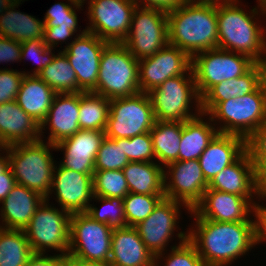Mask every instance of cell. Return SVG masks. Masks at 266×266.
<instances>
[{
	"instance_id": "obj_35",
	"label": "cell",
	"mask_w": 266,
	"mask_h": 266,
	"mask_svg": "<svg viewBox=\"0 0 266 266\" xmlns=\"http://www.w3.org/2000/svg\"><path fill=\"white\" fill-rule=\"evenodd\" d=\"M32 254L24 230L0 227V266H26Z\"/></svg>"
},
{
	"instance_id": "obj_10",
	"label": "cell",
	"mask_w": 266,
	"mask_h": 266,
	"mask_svg": "<svg viewBox=\"0 0 266 266\" xmlns=\"http://www.w3.org/2000/svg\"><path fill=\"white\" fill-rule=\"evenodd\" d=\"M70 217L67 211L55 208L44 200L24 229L32 252L45 254L46 250L54 249L60 255H67Z\"/></svg>"
},
{
	"instance_id": "obj_44",
	"label": "cell",
	"mask_w": 266,
	"mask_h": 266,
	"mask_svg": "<svg viewBox=\"0 0 266 266\" xmlns=\"http://www.w3.org/2000/svg\"><path fill=\"white\" fill-rule=\"evenodd\" d=\"M24 75L16 69H0V104L16 100Z\"/></svg>"
},
{
	"instance_id": "obj_7",
	"label": "cell",
	"mask_w": 266,
	"mask_h": 266,
	"mask_svg": "<svg viewBox=\"0 0 266 266\" xmlns=\"http://www.w3.org/2000/svg\"><path fill=\"white\" fill-rule=\"evenodd\" d=\"M147 94L151 100L155 120L184 122L202 113L201 98L193 74L169 78ZM192 100H195L196 113L190 111Z\"/></svg>"
},
{
	"instance_id": "obj_22",
	"label": "cell",
	"mask_w": 266,
	"mask_h": 266,
	"mask_svg": "<svg viewBox=\"0 0 266 266\" xmlns=\"http://www.w3.org/2000/svg\"><path fill=\"white\" fill-rule=\"evenodd\" d=\"M247 151V140L234 134L218 133L199 157L204 178L209 184L224 168Z\"/></svg>"
},
{
	"instance_id": "obj_34",
	"label": "cell",
	"mask_w": 266,
	"mask_h": 266,
	"mask_svg": "<svg viewBox=\"0 0 266 266\" xmlns=\"http://www.w3.org/2000/svg\"><path fill=\"white\" fill-rule=\"evenodd\" d=\"M110 99L93 92H79L80 129L105 131Z\"/></svg>"
},
{
	"instance_id": "obj_43",
	"label": "cell",
	"mask_w": 266,
	"mask_h": 266,
	"mask_svg": "<svg viewBox=\"0 0 266 266\" xmlns=\"http://www.w3.org/2000/svg\"><path fill=\"white\" fill-rule=\"evenodd\" d=\"M125 154L129 162H153L155 154L150 132L124 139Z\"/></svg>"
},
{
	"instance_id": "obj_14",
	"label": "cell",
	"mask_w": 266,
	"mask_h": 266,
	"mask_svg": "<svg viewBox=\"0 0 266 266\" xmlns=\"http://www.w3.org/2000/svg\"><path fill=\"white\" fill-rule=\"evenodd\" d=\"M79 31L62 52L76 73L78 87L83 92H92L97 86L101 53L109 42L86 29Z\"/></svg>"
},
{
	"instance_id": "obj_27",
	"label": "cell",
	"mask_w": 266,
	"mask_h": 266,
	"mask_svg": "<svg viewBox=\"0 0 266 266\" xmlns=\"http://www.w3.org/2000/svg\"><path fill=\"white\" fill-rule=\"evenodd\" d=\"M44 200L45 198L38 192L16 183L1 202L0 227L24 230Z\"/></svg>"
},
{
	"instance_id": "obj_6",
	"label": "cell",
	"mask_w": 266,
	"mask_h": 266,
	"mask_svg": "<svg viewBox=\"0 0 266 266\" xmlns=\"http://www.w3.org/2000/svg\"><path fill=\"white\" fill-rule=\"evenodd\" d=\"M208 115L215 126L219 122V133L247 140L266 121V80L254 92L220 102Z\"/></svg>"
},
{
	"instance_id": "obj_26",
	"label": "cell",
	"mask_w": 266,
	"mask_h": 266,
	"mask_svg": "<svg viewBox=\"0 0 266 266\" xmlns=\"http://www.w3.org/2000/svg\"><path fill=\"white\" fill-rule=\"evenodd\" d=\"M109 266H154V256L133 226L113 228Z\"/></svg>"
},
{
	"instance_id": "obj_52",
	"label": "cell",
	"mask_w": 266,
	"mask_h": 266,
	"mask_svg": "<svg viewBox=\"0 0 266 266\" xmlns=\"http://www.w3.org/2000/svg\"><path fill=\"white\" fill-rule=\"evenodd\" d=\"M16 184L11 167L4 173L0 174V204L8 196Z\"/></svg>"
},
{
	"instance_id": "obj_15",
	"label": "cell",
	"mask_w": 266,
	"mask_h": 266,
	"mask_svg": "<svg viewBox=\"0 0 266 266\" xmlns=\"http://www.w3.org/2000/svg\"><path fill=\"white\" fill-rule=\"evenodd\" d=\"M164 169L165 198L181 202L193 210L208 188L199 160L175 161Z\"/></svg>"
},
{
	"instance_id": "obj_18",
	"label": "cell",
	"mask_w": 266,
	"mask_h": 266,
	"mask_svg": "<svg viewBox=\"0 0 266 266\" xmlns=\"http://www.w3.org/2000/svg\"><path fill=\"white\" fill-rule=\"evenodd\" d=\"M58 166V168H57ZM55 166L49 195L54 192L60 208L70 214L86 213L93 198V174L76 172L60 164Z\"/></svg>"
},
{
	"instance_id": "obj_23",
	"label": "cell",
	"mask_w": 266,
	"mask_h": 266,
	"mask_svg": "<svg viewBox=\"0 0 266 266\" xmlns=\"http://www.w3.org/2000/svg\"><path fill=\"white\" fill-rule=\"evenodd\" d=\"M209 189L246 197L255 207L257 195L255 165L246 151L236 162L224 168L208 184ZM255 195V196H253Z\"/></svg>"
},
{
	"instance_id": "obj_8",
	"label": "cell",
	"mask_w": 266,
	"mask_h": 266,
	"mask_svg": "<svg viewBox=\"0 0 266 266\" xmlns=\"http://www.w3.org/2000/svg\"><path fill=\"white\" fill-rule=\"evenodd\" d=\"M254 64L246 55L218 47L194 55L191 69L198 95L202 98L216 84L242 76Z\"/></svg>"
},
{
	"instance_id": "obj_45",
	"label": "cell",
	"mask_w": 266,
	"mask_h": 266,
	"mask_svg": "<svg viewBox=\"0 0 266 266\" xmlns=\"http://www.w3.org/2000/svg\"><path fill=\"white\" fill-rule=\"evenodd\" d=\"M251 159H266V121L247 139Z\"/></svg>"
},
{
	"instance_id": "obj_42",
	"label": "cell",
	"mask_w": 266,
	"mask_h": 266,
	"mask_svg": "<svg viewBox=\"0 0 266 266\" xmlns=\"http://www.w3.org/2000/svg\"><path fill=\"white\" fill-rule=\"evenodd\" d=\"M21 60L30 58L37 63V68H34L32 73L25 72V75H38L48 64H50L55 54L52 52L53 48H49L43 39H31L21 43Z\"/></svg>"
},
{
	"instance_id": "obj_24",
	"label": "cell",
	"mask_w": 266,
	"mask_h": 266,
	"mask_svg": "<svg viewBox=\"0 0 266 266\" xmlns=\"http://www.w3.org/2000/svg\"><path fill=\"white\" fill-rule=\"evenodd\" d=\"M40 123L28 115L16 100L0 104V143L3 147L42 140Z\"/></svg>"
},
{
	"instance_id": "obj_2",
	"label": "cell",
	"mask_w": 266,
	"mask_h": 266,
	"mask_svg": "<svg viewBox=\"0 0 266 266\" xmlns=\"http://www.w3.org/2000/svg\"><path fill=\"white\" fill-rule=\"evenodd\" d=\"M239 6V0L217 3L218 48L246 55L255 63L266 64V28H261L255 17L259 14L266 16L265 6L258 4L250 14Z\"/></svg>"
},
{
	"instance_id": "obj_40",
	"label": "cell",
	"mask_w": 266,
	"mask_h": 266,
	"mask_svg": "<svg viewBox=\"0 0 266 266\" xmlns=\"http://www.w3.org/2000/svg\"><path fill=\"white\" fill-rule=\"evenodd\" d=\"M92 199L101 201V205H103L102 208L98 209L92 204H89L86 214L93 220L106 223L112 228L126 226L122 198L93 196Z\"/></svg>"
},
{
	"instance_id": "obj_54",
	"label": "cell",
	"mask_w": 266,
	"mask_h": 266,
	"mask_svg": "<svg viewBox=\"0 0 266 266\" xmlns=\"http://www.w3.org/2000/svg\"><path fill=\"white\" fill-rule=\"evenodd\" d=\"M0 151H4L2 153H0V174L4 173L9 167H10V161H9V157H8V152L5 148L0 149ZM6 156H5V154ZM3 155V156H1Z\"/></svg>"
},
{
	"instance_id": "obj_11",
	"label": "cell",
	"mask_w": 266,
	"mask_h": 266,
	"mask_svg": "<svg viewBox=\"0 0 266 266\" xmlns=\"http://www.w3.org/2000/svg\"><path fill=\"white\" fill-rule=\"evenodd\" d=\"M112 232L111 226L86 213L71 214L68 254L84 261L109 264Z\"/></svg>"
},
{
	"instance_id": "obj_57",
	"label": "cell",
	"mask_w": 266,
	"mask_h": 266,
	"mask_svg": "<svg viewBox=\"0 0 266 266\" xmlns=\"http://www.w3.org/2000/svg\"><path fill=\"white\" fill-rule=\"evenodd\" d=\"M85 1L87 2V0H68V2H73L74 4H77L79 6H83Z\"/></svg>"
},
{
	"instance_id": "obj_47",
	"label": "cell",
	"mask_w": 266,
	"mask_h": 266,
	"mask_svg": "<svg viewBox=\"0 0 266 266\" xmlns=\"http://www.w3.org/2000/svg\"><path fill=\"white\" fill-rule=\"evenodd\" d=\"M78 30L62 29L58 26L44 27V38L43 42L49 47L53 48L59 44V42H65L71 36L75 35ZM56 44V45H55Z\"/></svg>"
},
{
	"instance_id": "obj_55",
	"label": "cell",
	"mask_w": 266,
	"mask_h": 266,
	"mask_svg": "<svg viewBox=\"0 0 266 266\" xmlns=\"http://www.w3.org/2000/svg\"><path fill=\"white\" fill-rule=\"evenodd\" d=\"M16 0H0V14H2L6 9Z\"/></svg>"
},
{
	"instance_id": "obj_48",
	"label": "cell",
	"mask_w": 266,
	"mask_h": 266,
	"mask_svg": "<svg viewBox=\"0 0 266 266\" xmlns=\"http://www.w3.org/2000/svg\"><path fill=\"white\" fill-rule=\"evenodd\" d=\"M26 266H66V255L48 256L44 253H33L29 257Z\"/></svg>"
},
{
	"instance_id": "obj_1",
	"label": "cell",
	"mask_w": 266,
	"mask_h": 266,
	"mask_svg": "<svg viewBox=\"0 0 266 266\" xmlns=\"http://www.w3.org/2000/svg\"><path fill=\"white\" fill-rule=\"evenodd\" d=\"M195 222V227L187 230L188 240L207 266L231 265L257 245L256 222H216L203 218H195Z\"/></svg>"
},
{
	"instance_id": "obj_56",
	"label": "cell",
	"mask_w": 266,
	"mask_h": 266,
	"mask_svg": "<svg viewBox=\"0 0 266 266\" xmlns=\"http://www.w3.org/2000/svg\"><path fill=\"white\" fill-rule=\"evenodd\" d=\"M222 1L224 0H185V2H188V3H213V4H216Z\"/></svg>"
},
{
	"instance_id": "obj_17",
	"label": "cell",
	"mask_w": 266,
	"mask_h": 266,
	"mask_svg": "<svg viewBox=\"0 0 266 266\" xmlns=\"http://www.w3.org/2000/svg\"><path fill=\"white\" fill-rule=\"evenodd\" d=\"M183 206L191 211L181 202L163 198L152 213L135 226L140 238L154 257L166 250L179 223L177 222L181 214L179 209Z\"/></svg>"
},
{
	"instance_id": "obj_53",
	"label": "cell",
	"mask_w": 266,
	"mask_h": 266,
	"mask_svg": "<svg viewBox=\"0 0 266 266\" xmlns=\"http://www.w3.org/2000/svg\"><path fill=\"white\" fill-rule=\"evenodd\" d=\"M66 266H109L108 264L90 262L78 259L69 254L66 255Z\"/></svg>"
},
{
	"instance_id": "obj_37",
	"label": "cell",
	"mask_w": 266,
	"mask_h": 266,
	"mask_svg": "<svg viewBox=\"0 0 266 266\" xmlns=\"http://www.w3.org/2000/svg\"><path fill=\"white\" fill-rule=\"evenodd\" d=\"M93 196L124 198L129 189L123 170L94 171Z\"/></svg>"
},
{
	"instance_id": "obj_33",
	"label": "cell",
	"mask_w": 266,
	"mask_h": 266,
	"mask_svg": "<svg viewBox=\"0 0 266 266\" xmlns=\"http://www.w3.org/2000/svg\"><path fill=\"white\" fill-rule=\"evenodd\" d=\"M56 93L83 92L78 87L76 73L66 55L60 50L53 61L37 75Z\"/></svg>"
},
{
	"instance_id": "obj_31",
	"label": "cell",
	"mask_w": 266,
	"mask_h": 266,
	"mask_svg": "<svg viewBox=\"0 0 266 266\" xmlns=\"http://www.w3.org/2000/svg\"><path fill=\"white\" fill-rule=\"evenodd\" d=\"M155 162H129L122 169L129 192L142 195H165V169L160 163Z\"/></svg>"
},
{
	"instance_id": "obj_25",
	"label": "cell",
	"mask_w": 266,
	"mask_h": 266,
	"mask_svg": "<svg viewBox=\"0 0 266 266\" xmlns=\"http://www.w3.org/2000/svg\"><path fill=\"white\" fill-rule=\"evenodd\" d=\"M266 80V64L255 63L242 76L222 81L201 98V111L206 116L222 101L254 92Z\"/></svg>"
},
{
	"instance_id": "obj_36",
	"label": "cell",
	"mask_w": 266,
	"mask_h": 266,
	"mask_svg": "<svg viewBox=\"0 0 266 266\" xmlns=\"http://www.w3.org/2000/svg\"><path fill=\"white\" fill-rule=\"evenodd\" d=\"M179 244L171 247L170 254L165 256L164 266H207L198 254L194 245L188 240V232H178ZM165 252L154 258V266H160ZM162 257V258H161ZM160 264V265H159Z\"/></svg>"
},
{
	"instance_id": "obj_28",
	"label": "cell",
	"mask_w": 266,
	"mask_h": 266,
	"mask_svg": "<svg viewBox=\"0 0 266 266\" xmlns=\"http://www.w3.org/2000/svg\"><path fill=\"white\" fill-rule=\"evenodd\" d=\"M56 94L37 75H24L16 102L24 112L41 124L48 114Z\"/></svg>"
},
{
	"instance_id": "obj_38",
	"label": "cell",
	"mask_w": 266,
	"mask_h": 266,
	"mask_svg": "<svg viewBox=\"0 0 266 266\" xmlns=\"http://www.w3.org/2000/svg\"><path fill=\"white\" fill-rule=\"evenodd\" d=\"M129 160L125 154L124 139H103L94 163L95 171L122 170Z\"/></svg>"
},
{
	"instance_id": "obj_16",
	"label": "cell",
	"mask_w": 266,
	"mask_h": 266,
	"mask_svg": "<svg viewBox=\"0 0 266 266\" xmlns=\"http://www.w3.org/2000/svg\"><path fill=\"white\" fill-rule=\"evenodd\" d=\"M192 58L176 46L167 44L151 57L139 60L140 92L148 93L167 79L193 74Z\"/></svg>"
},
{
	"instance_id": "obj_21",
	"label": "cell",
	"mask_w": 266,
	"mask_h": 266,
	"mask_svg": "<svg viewBox=\"0 0 266 266\" xmlns=\"http://www.w3.org/2000/svg\"><path fill=\"white\" fill-rule=\"evenodd\" d=\"M79 92L57 93L45 119L40 124V133L49 129L48 142L56 145L80 130Z\"/></svg>"
},
{
	"instance_id": "obj_12",
	"label": "cell",
	"mask_w": 266,
	"mask_h": 266,
	"mask_svg": "<svg viewBox=\"0 0 266 266\" xmlns=\"http://www.w3.org/2000/svg\"><path fill=\"white\" fill-rule=\"evenodd\" d=\"M123 44L138 60L151 57L168 44L167 12L136 7Z\"/></svg>"
},
{
	"instance_id": "obj_29",
	"label": "cell",
	"mask_w": 266,
	"mask_h": 266,
	"mask_svg": "<svg viewBox=\"0 0 266 266\" xmlns=\"http://www.w3.org/2000/svg\"><path fill=\"white\" fill-rule=\"evenodd\" d=\"M204 113L182 122V135L178 161L199 159L209 143L219 133L212 119L204 120ZM203 117V118H202ZM204 120V121H203Z\"/></svg>"
},
{
	"instance_id": "obj_19",
	"label": "cell",
	"mask_w": 266,
	"mask_h": 266,
	"mask_svg": "<svg viewBox=\"0 0 266 266\" xmlns=\"http://www.w3.org/2000/svg\"><path fill=\"white\" fill-rule=\"evenodd\" d=\"M254 209L246 197L207 188L189 214L216 222H256L255 218L250 219Z\"/></svg>"
},
{
	"instance_id": "obj_20",
	"label": "cell",
	"mask_w": 266,
	"mask_h": 266,
	"mask_svg": "<svg viewBox=\"0 0 266 266\" xmlns=\"http://www.w3.org/2000/svg\"><path fill=\"white\" fill-rule=\"evenodd\" d=\"M104 138V131L80 129L62 140L55 145V150L64 154L60 165L76 172L93 174L97 152Z\"/></svg>"
},
{
	"instance_id": "obj_46",
	"label": "cell",
	"mask_w": 266,
	"mask_h": 266,
	"mask_svg": "<svg viewBox=\"0 0 266 266\" xmlns=\"http://www.w3.org/2000/svg\"><path fill=\"white\" fill-rule=\"evenodd\" d=\"M21 43L0 36V63L21 61Z\"/></svg>"
},
{
	"instance_id": "obj_39",
	"label": "cell",
	"mask_w": 266,
	"mask_h": 266,
	"mask_svg": "<svg viewBox=\"0 0 266 266\" xmlns=\"http://www.w3.org/2000/svg\"><path fill=\"white\" fill-rule=\"evenodd\" d=\"M163 198L165 195H142L129 192L123 198L126 226L135 227L145 220Z\"/></svg>"
},
{
	"instance_id": "obj_9",
	"label": "cell",
	"mask_w": 266,
	"mask_h": 266,
	"mask_svg": "<svg viewBox=\"0 0 266 266\" xmlns=\"http://www.w3.org/2000/svg\"><path fill=\"white\" fill-rule=\"evenodd\" d=\"M155 121L147 93L110 99L105 136L112 139L135 137L150 132Z\"/></svg>"
},
{
	"instance_id": "obj_50",
	"label": "cell",
	"mask_w": 266,
	"mask_h": 266,
	"mask_svg": "<svg viewBox=\"0 0 266 266\" xmlns=\"http://www.w3.org/2000/svg\"><path fill=\"white\" fill-rule=\"evenodd\" d=\"M252 162L255 165L258 199L266 200V159H252Z\"/></svg>"
},
{
	"instance_id": "obj_58",
	"label": "cell",
	"mask_w": 266,
	"mask_h": 266,
	"mask_svg": "<svg viewBox=\"0 0 266 266\" xmlns=\"http://www.w3.org/2000/svg\"><path fill=\"white\" fill-rule=\"evenodd\" d=\"M258 4L266 6V0H257Z\"/></svg>"
},
{
	"instance_id": "obj_3",
	"label": "cell",
	"mask_w": 266,
	"mask_h": 266,
	"mask_svg": "<svg viewBox=\"0 0 266 266\" xmlns=\"http://www.w3.org/2000/svg\"><path fill=\"white\" fill-rule=\"evenodd\" d=\"M168 44L191 58L218 47L217 3L185 2L167 12Z\"/></svg>"
},
{
	"instance_id": "obj_51",
	"label": "cell",
	"mask_w": 266,
	"mask_h": 266,
	"mask_svg": "<svg viewBox=\"0 0 266 266\" xmlns=\"http://www.w3.org/2000/svg\"><path fill=\"white\" fill-rule=\"evenodd\" d=\"M253 216L256 217V244L266 242V206L258 204Z\"/></svg>"
},
{
	"instance_id": "obj_4",
	"label": "cell",
	"mask_w": 266,
	"mask_h": 266,
	"mask_svg": "<svg viewBox=\"0 0 266 266\" xmlns=\"http://www.w3.org/2000/svg\"><path fill=\"white\" fill-rule=\"evenodd\" d=\"M16 183L34 190L44 198L49 195L55 165L51 149L55 145L38 140L4 147Z\"/></svg>"
},
{
	"instance_id": "obj_41",
	"label": "cell",
	"mask_w": 266,
	"mask_h": 266,
	"mask_svg": "<svg viewBox=\"0 0 266 266\" xmlns=\"http://www.w3.org/2000/svg\"><path fill=\"white\" fill-rule=\"evenodd\" d=\"M84 6H79L70 2L68 4L58 2L55 3L50 9L47 10L44 16L45 27H54L62 29L77 30L78 29V17L76 9H81ZM75 8V9H74Z\"/></svg>"
},
{
	"instance_id": "obj_32",
	"label": "cell",
	"mask_w": 266,
	"mask_h": 266,
	"mask_svg": "<svg viewBox=\"0 0 266 266\" xmlns=\"http://www.w3.org/2000/svg\"><path fill=\"white\" fill-rule=\"evenodd\" d=\"M155 160L165 168L168 164L178 161L182 122L156 120L150 131Z\"/></svg>"
},
{
	"instance_id": "obj_30",
	"label": "cell",
	"mask_w": 266,
	"mask_h": 266,
	"mask_svg": "<svg viewBox=\"0 0 266 266\" xmlns=\"http://www.w3.org/2000/svg\"><path fill=\"white\" fill-rule=\"evenodd\" d=\"M23 0H16L0 15V36L17 42L44 38V21L15 10Z\"/></svg>"
},
{
	"instance_id": "obj_13",
	"label": "cell",
	"mask_w": 266,
	"mask_h": 266,
	"mask_svg": "<svg viewBox=\"0 0 266 266\" xmlns=\"http://www.w3.org/2000/svg\"><path fill=\"white\" fill-rule=\"evenodd\" d=\"M89 26L87 32L109 43H123L127 38L132 15L137 5L133 0L88 1Z\"/></svg>"
},
{
	"instance_id": "obj_5",
	"label": "cell",
	"mask_w": 266,
	"mask_h": 266,
	"mask_svg": "<svg viewBox=\"0 0 266 266\" xmlns=\"http://www.w3.org/2000/svg\"><path fill=\"white\" fill-rule=\"evenodd\" d=\"M95 94L114 99L140 92L139 60L123 43H108L100 59Z\"/></svg>"
},
{
	"instance_id": "obj_49",
	"label": "cell",
	"mask_w": 266,
	"mask_h": 266,
	"mask_svg": "<svg viewBox=\"0 0 266 266\" xmlns=\"http://www.w3.org/2000/svg\"><path fill=\"white\" fill-rule=\"evenodd\" d=\"M133 1L137 5V7L159 9L166 12L174 10L185 3V0H133Z\"/></svg>"
}]
</instances>
